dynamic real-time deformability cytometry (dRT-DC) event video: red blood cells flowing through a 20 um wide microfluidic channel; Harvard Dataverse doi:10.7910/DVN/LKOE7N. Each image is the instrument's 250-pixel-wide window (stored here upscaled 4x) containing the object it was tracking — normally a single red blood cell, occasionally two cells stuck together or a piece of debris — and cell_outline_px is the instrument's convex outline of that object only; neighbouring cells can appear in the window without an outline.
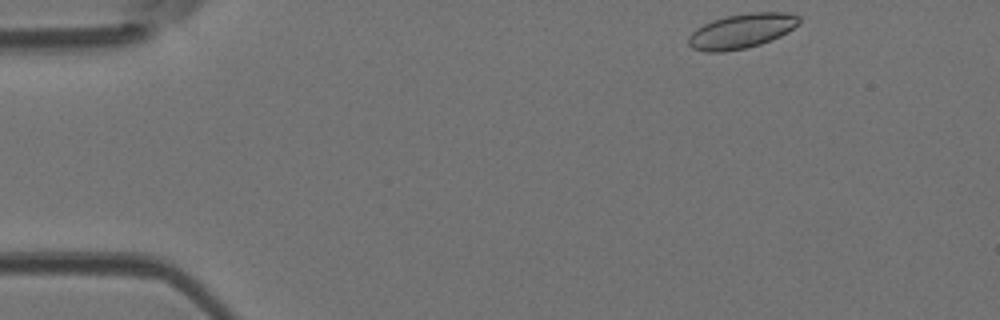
{"species": "Egyptian fruit bat (a non-hibernating species)", "species_latin": "Rousettus aegyptiacus", "temperature_condition": "room temperature", "stored_images_in_passage": 4, "camera_frame_rate_fps": 3000, "um_per_image_px": 0.085, "animal": {"sex": "female"}, "frame": {"image": 1, "passage_image": 1, "time_ms": 0.0, "image_size_px": [1000, 320], "cell_outline_px": [[800, 24], [788, 32], [780, 36], [760, 44], [744, 48], [724, 52], [704, 52], [692, 48], [688, 44], [688, 36], [696, 28], [712, 20], [724, 16], [748, 12], [788, 12], [800, 16]], "centroid_in_image_um": [63.04, 2.62], "position_along_channel_um": 22.0, "area_um2": 22.6}}
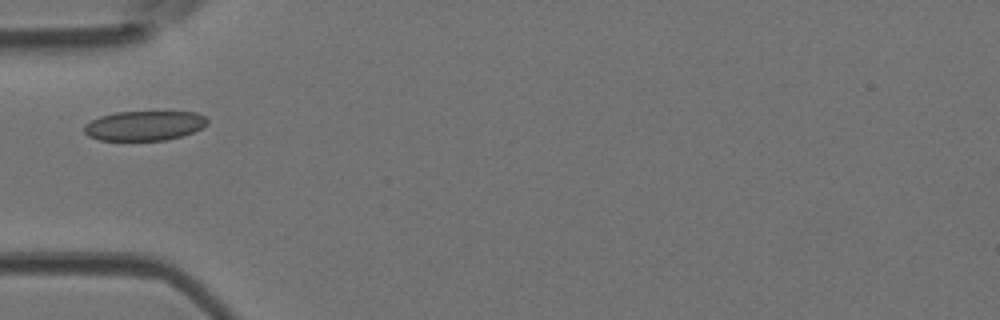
{"frame": {"image": 2, "passage_image": 4, "time_ms": 1.0, "image_size_px": [1000, 320], "cell_outline_px": [[208, 124], [204, 128], [180, 136], [164, 140], [100, 140], [88, 136], [84, 132], [84, 124], [100, 116], [116, 112], [196, 112], [204, 116], [208, 120]], "centroid_in_image_um": [12.27, 10.68], "position_along_channel_um": 72.7, "area_um2": 21.27}}